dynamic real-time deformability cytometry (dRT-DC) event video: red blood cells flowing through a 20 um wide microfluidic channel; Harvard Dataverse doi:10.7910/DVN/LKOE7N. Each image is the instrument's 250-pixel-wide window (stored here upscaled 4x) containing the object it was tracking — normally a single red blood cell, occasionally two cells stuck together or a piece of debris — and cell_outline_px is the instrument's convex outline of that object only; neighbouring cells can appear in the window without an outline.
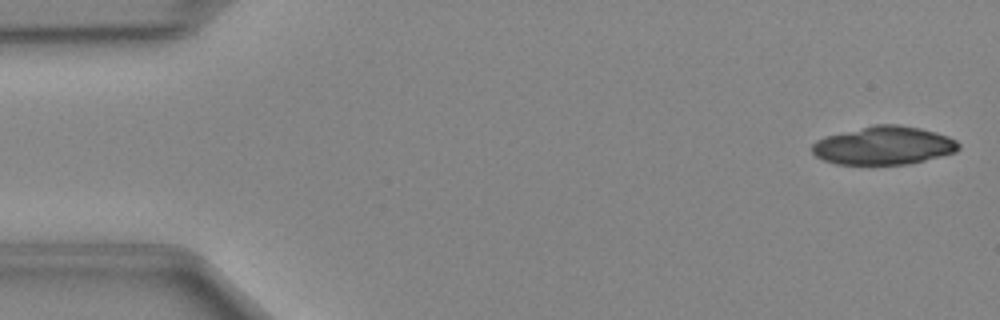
{"species": "Egyptian fruit bat (a non-hibernating species)", "species_latin": "Rousettus aegyptiacus", "temperature_condition": "cold", "stored_images_in_passage": 47, "camera_frame_rate_fps": 3000, "um_per_image_px": 0.085, "animal": {"sex": "female"}, "frame": {"image": 1, "passage_image": 1, "time_ms": 0.0, "image_size_px": [1000, 320], "cell_outline_px": [[960, 148], [956, 152], [908, 164], [836, 164], [824, 160], [816, 156], [812, 152], [812, 144], [816, 140], [824, 136], [872, 124], [900, 124], [920, 128], [936, 132], [948, 136], [956, 140], [960, 144]], "centroid_in_image_um": [75.11, 12.35], "position_along_channel_um": 9.9, "area_um2": 32.89}}